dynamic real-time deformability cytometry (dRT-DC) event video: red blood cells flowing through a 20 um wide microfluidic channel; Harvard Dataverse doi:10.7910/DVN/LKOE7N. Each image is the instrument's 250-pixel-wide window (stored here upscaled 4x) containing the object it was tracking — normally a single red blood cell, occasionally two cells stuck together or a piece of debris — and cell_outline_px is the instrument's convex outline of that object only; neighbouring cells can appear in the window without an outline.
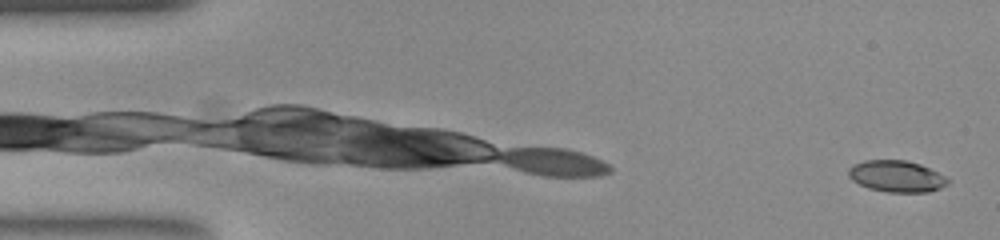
{"species": "common noctule bat (a hibernating species)", "species_latin": "Nyctalus noctula", "temperature_condition": "room temperature", "stored_images_in_passage": 46, "camera_frame_rate_fps": 3000, "um_per_image_px": 0.085, "animal": {"sex": "female", "body_mass_g": 23.0, "forearm_length_mm": 53.4}, "frame": {"image": 1, "passage_image": 2, "time_ms": 0.333, "image_size_px": [1000, 240], "cell_outline_px": [[948, 184], [940, 188], [928, 192], [888, 192], [868, 188], [852, 180], [848, 176], [848, 168], [852, 164], [864, 160], [908, 160], [920, 164], [944, 176], [948, 180]], "centroid_in_image_um": [76.16, 14.98], "position_along_channel_um": 8.8, "area_um2": 18.21}}
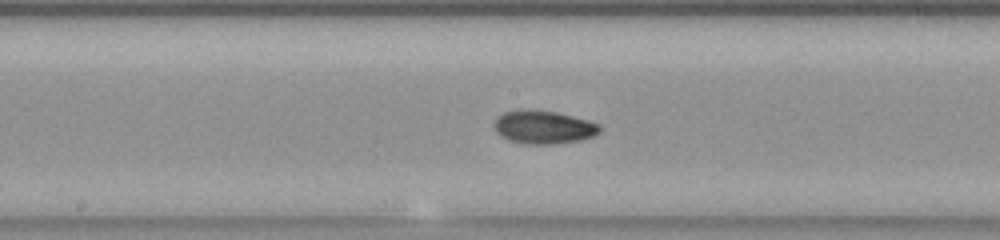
{"frame": {"image": 2, "passage_image": 28, "time_ms": 9.0, "image_size_px": [1000, 240], "cell_outline_px": [[600, 132], [592, 136], [580, 140], [552, 144], [528, 144], [508, 140], [500, 136], [496, 132], [492, 124], [496, 116], [504, 112], [520, 108], [532, 108], [556, 112], [588, 120], [600, 124]], "centroid_in_image_um": [46.13, 10.78], "position_along_channel_um": 202.1, "area_um2": 20.87}}
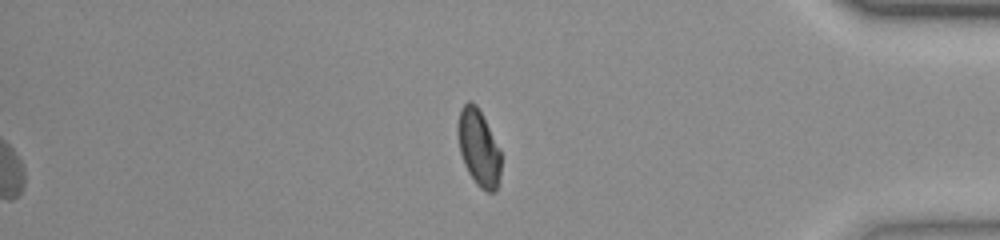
{"frame": {"image": 3, "passage_image": 46, "time_ms": 15.0, "image_size_px": [1000, 240], "cell_outline_px": [[500, 176], [496, 192], [488, 192], [480, 188], [476, 184], [468, 172], [464, 164], [460, 152], [456, 132], [456, 124], [460, 108], [468, 100], [472, 100], [476, 104], [500, 148]], "centroid_in_image_um": [40.66, 12.54], "position_along_channel_um": 394.5, "area_um2": 19.54}, "authors_computed_cell_mechanics": {"area_um2": 19.5364, "velocity_mm_per_s": 3.7515, "shape_relaxation_time_tau1_ms": 6.9649, "shape_relaxation_time_tau2_ms": 3.8487, "deformation_change_tau1": 0.1691, "deformation_change_tau2": 0.0774}}